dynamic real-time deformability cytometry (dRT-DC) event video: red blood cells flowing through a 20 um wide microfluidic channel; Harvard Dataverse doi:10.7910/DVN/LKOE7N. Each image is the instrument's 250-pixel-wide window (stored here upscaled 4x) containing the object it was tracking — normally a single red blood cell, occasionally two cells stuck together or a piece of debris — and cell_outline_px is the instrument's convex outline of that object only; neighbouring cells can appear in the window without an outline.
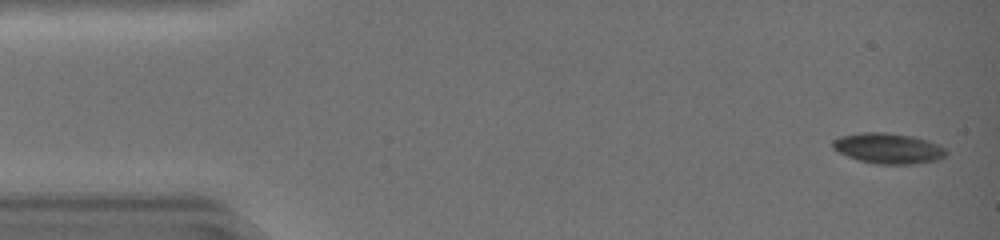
{"species": "common noctule bat (a hibernating species)", "species_latin": "Nyctalus noctula", "temperature_condition": "warm", "stored_images_in_passage": 45, "segment_of_instrument_passage": [1, 2], "camera_frame_rate_fps": 3000, "um_per_image_px": 0.085, "animal": {"sex": "female", "body_mass_g": 19.0, "forearm_length_mm": 51.5}, "frame": {"image": 1, "passage_image": 2, "time_ms": 0.333, "image_size_px": [1000, 240], "cell_outline_px": [[948, 152], [944, 156], [936, 160], [916, 164], [876, 164], [860, 160], [848, 156], [832, 148], [832, 140], [844, 136], [864, 132], [884, 132], [912, 136], [928, 140], [944, 148]], "centroid_in_image_um": [75.51, 12.61], "position_along_channel_um": 9.5, "area_um2": 19.94}}
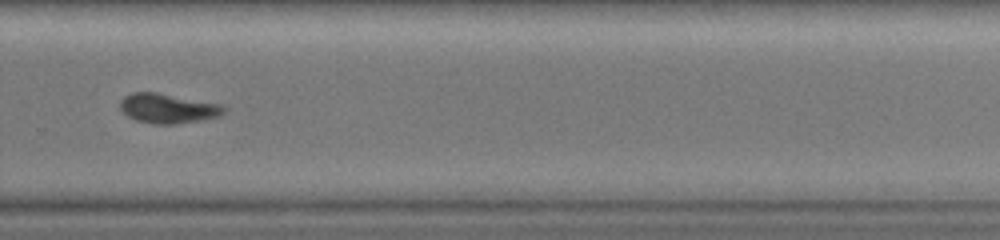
{"frame": {"image": 2, "passage_image": 31, "time_ms": 10.0, "image_size_px": [1000, 240], "cell_outline_px": [[228, 108], [220, 116], [204, 120], [176, 124], [152, 124], [136, 120], [128, 116], [120, 108], [120, 100], [124, 96], [132, 92], [156, 92], [224, 104]], "centroid_in_image_um": [14.32, 9.21], "position_along_channel_um": 315.5, "area_um2": 18.26}}
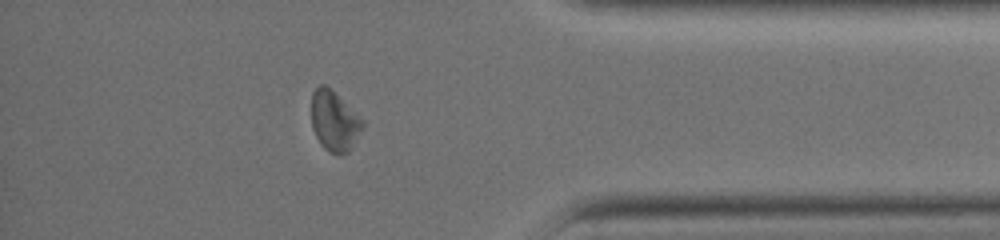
{"frame": {"image": 3, "passage_image": 38, "time_ms": 12.333, "image_size_px": [1000, 240], "cell_outline_px": [[364, 124], [348, 152], [328, 152], [324, 148], [316, 136], [312, 128], [312, 92], [320, 84], [324, 84], [364, 120]], "centroid_in_image_um": [28.39, 10.27], "position_along_channel_um": 406.8, "area_um2": 17.28}}